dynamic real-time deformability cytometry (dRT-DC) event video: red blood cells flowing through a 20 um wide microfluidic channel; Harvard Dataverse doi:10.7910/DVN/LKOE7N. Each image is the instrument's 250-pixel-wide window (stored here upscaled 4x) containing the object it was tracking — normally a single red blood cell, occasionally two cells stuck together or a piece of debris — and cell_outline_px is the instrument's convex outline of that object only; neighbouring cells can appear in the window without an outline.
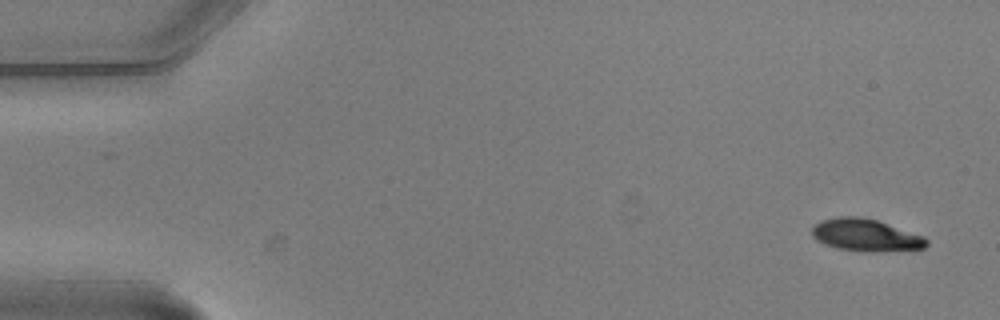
{"species": "common noctule bat (a hibernating species)", "species_latin": "Nyctalus noctula", "temperature_condition": "warm", "stored_images_in_passage": 9, "camera_frame_rate_fps": 3000, "um_per_image_px": 0.085, "animal": {"sex": "male", "body_mass_g": 20.5, "forearm_length_mm": 52.5}, "frame": {"image": 1, "passage_image": 1, "time_ms": 0.0, "image_size_px": [1000, 320], "cell_outline_px": [[928, 244], [924, 248], [872, 252], [836, 248], [824, 244], [816, 240], [812, 236], [812, 228], [820, 220], [836, 216], [860, 216], [876, 220], [924, 236], [928, 240]], "centroid_in_image_um": [73.55, 19.97], "position_along_channel_um": 11.4, "area_um2": 21.5}}
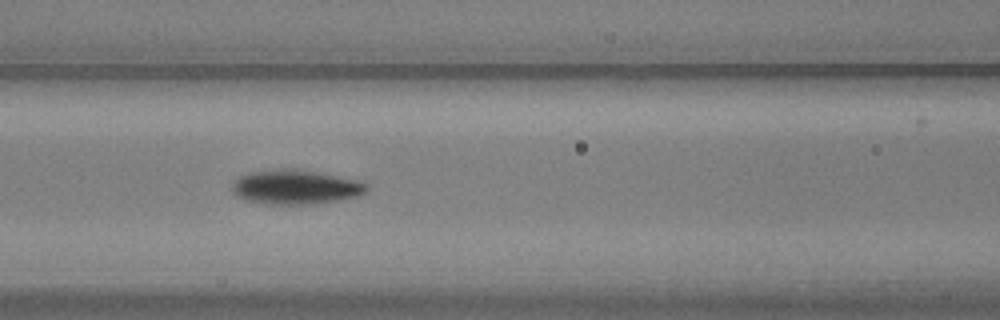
{"frame": {"image": 2, "passage_image": 6, "time_ms": 1.667, "image_size_px": [1000, 320], "cell_outline_px": [[368, 188], [360, 196], [340, 200], [308, 204], [268, 204], [244, 200], [236, 196], [232, 192], [232, 184], [240, 176], [248, 172], [284, 168], [316, 172], [356, 180], [368, 184]], "centroid_in_image_um": [25.09, 15.91], "position_along_channel_um": 141.5, "area_um2": 26.82}}
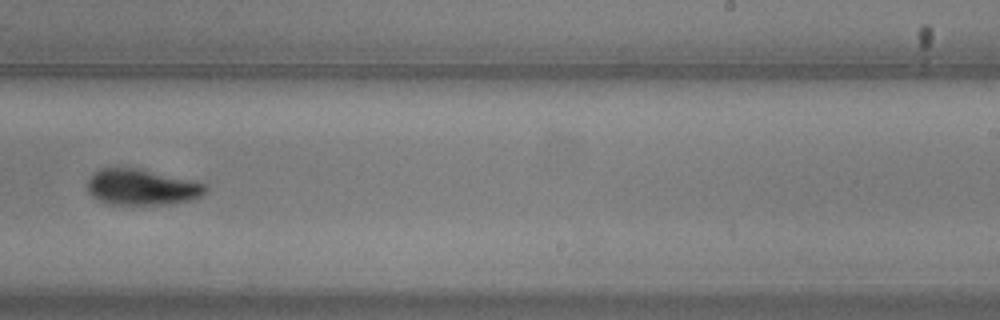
{"frame": {"image": 3, "passage_image": 9, "time_ms": 2.667, "image_size_px": [1000, 320], "cell_outline_px": [[208, 192], [192, 200], [168, 204], [108, 204], [92, 196], [88, 192], [88, 176], [92, 172], [100, 168], [140, 168], [196, 180], [208, 184]], "centroid_in_image_um": [12.1, 15.89], "position_along_channel_um": 276.9, "area_um2": 25.26}}